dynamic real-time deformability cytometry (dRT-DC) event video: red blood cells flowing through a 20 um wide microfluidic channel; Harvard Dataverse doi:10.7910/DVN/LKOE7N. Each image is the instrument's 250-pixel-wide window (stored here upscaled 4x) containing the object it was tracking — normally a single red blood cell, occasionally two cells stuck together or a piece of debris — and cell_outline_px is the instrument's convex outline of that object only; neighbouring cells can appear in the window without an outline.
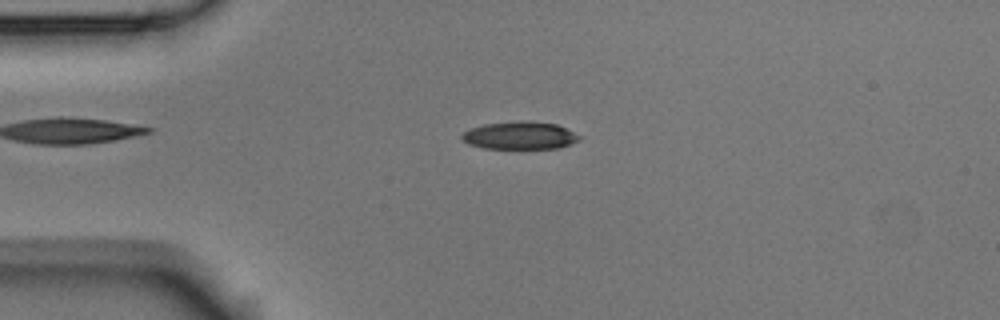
{"species": "Egyptian fruit bat (a non-hibernating species)", "species_latin": "Rousettus aegyptiacus", "temperature_condition": "room temperature", "stored_images_in_passage": 8, "camera_frame_rate_fps": 3000, "um_per_image_px": 0.085, "animal": {"sex": "male"}, "frame": {"image": 1, "passage_image": 3, "time_ms": 0.667, "image_size_px": [1000, 320], "cell_outline_px": [[580, 140], [556, 148], [484, 148], [468, 144], [460, 140], [460, 136], [464, 132], [472, 128], [484, 124], [516, 120], [520, 120], [556, 124], [580, 136]], "centroid_in_image_um": [44.12, 11.51], "position_along_channel_um": 40.9, "area_um2": 18.79}}
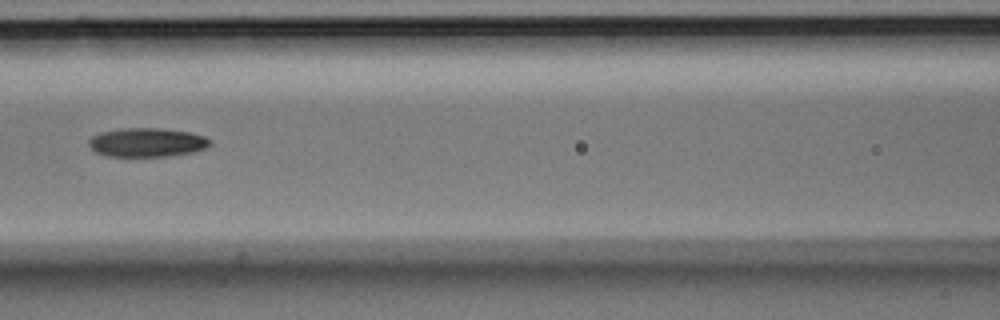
{"frame": {"image": 2, "passage_image": 6, "time_ms": 1.667, "image_size_px": [1000, 320], "cell_outline_px": [[212, 144], [204, 148], [192, 152], [168, 156], [108, 156], [96, 152], [88, 144], [88, 140], [92, 136], [100, 132], [124, 128], [160, 128], [188, 132], [204, 136], [212, 140]], "centroid_in_image_um": [12.49, 12.1], "position_along_channel_um": 154.1, "area_um2": 20.35}}
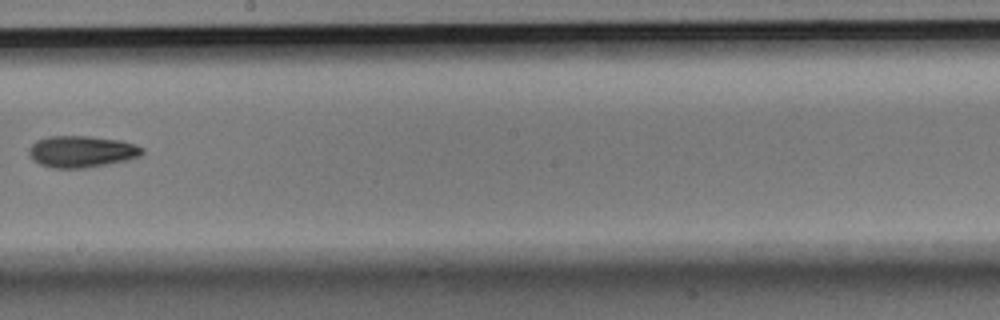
{"frame": {"image": 3, "passage_image": 8, "time_ms": 2.333, "image_size_px": [1000, 320], "cell_outline_px": [[144, 152], [140, 156], [128, 160], [84, 168], [52, 168], [40, 164], [32, 160], [28, 152], [28, 148], [36, 140], [48, 136], [92, 136], [120, 140], [136, 144], [144, 148]], "centroid_in_image_um": [6.94, 12.87], "position_along_channel_um": 241.3, "area_um2": 21.1}}